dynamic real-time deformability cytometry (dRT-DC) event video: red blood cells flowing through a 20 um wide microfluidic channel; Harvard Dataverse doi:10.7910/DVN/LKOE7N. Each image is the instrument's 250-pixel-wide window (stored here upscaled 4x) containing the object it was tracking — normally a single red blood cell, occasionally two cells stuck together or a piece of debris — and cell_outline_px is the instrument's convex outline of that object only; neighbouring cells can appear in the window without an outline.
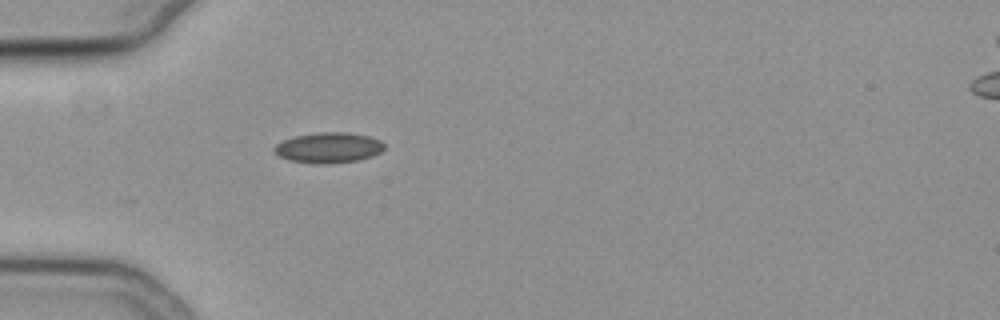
{"species": "common noctule bat (a hibernating species)", "species_latin": "Nyctalus noctula", "temperature_condition": "cold", "stored_images_in_passage": 40, "camera_frame_rate_fps": 3000, "um_per_image_px": 0.085, "animal": {"sex": "female", "body_mass_g": 19.3, "forearm_length_mm": 54.1}, "frame": {"image": 1, "passage_image": 1, "time_ms": 0.0, "image_size_px": [1000, 320], "cell_outline_px": [[384, 148], [380, 152], [372, 156], [356, 160], [328, 164], [312, 164], [288, 160], [280, 156], [272, 148], [276, 144], [284, 140], [296, 136], [320, 132], [344, 132], [368, 136], [380, 140], [384, 144]], "centroid_in_image_um": [27.91, 12.56], "position_along_channel_um": 57.1, "area_um2": 19.42}}
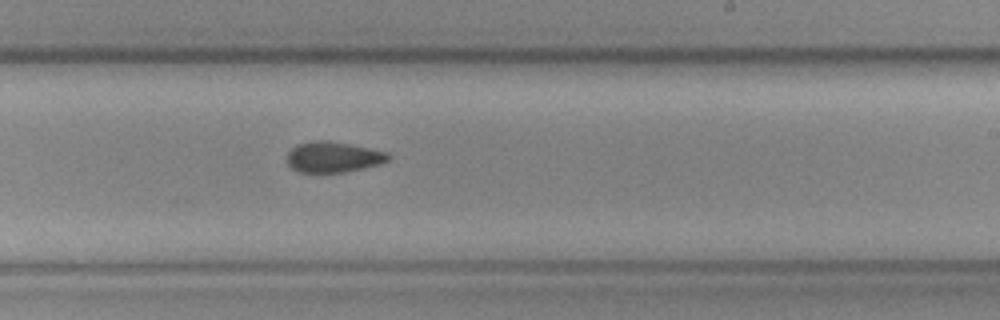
{"frame": {"image": 2, "passage_image": 18, "time_ms": 5.667, "image_size_px": [1000, 320], "cell_outline_px": [[388, 160], [380, 164], [364, 168], [344, 172], [300, 172], [292, 168], [288, 164], [288, 152], [296, 144], [316, 140], [328, 140], [388, 152]], "centroid_in_image_um": [28.31, 13.34], "position_along_channel_um": 260.7, "area_um2": 17.92}}
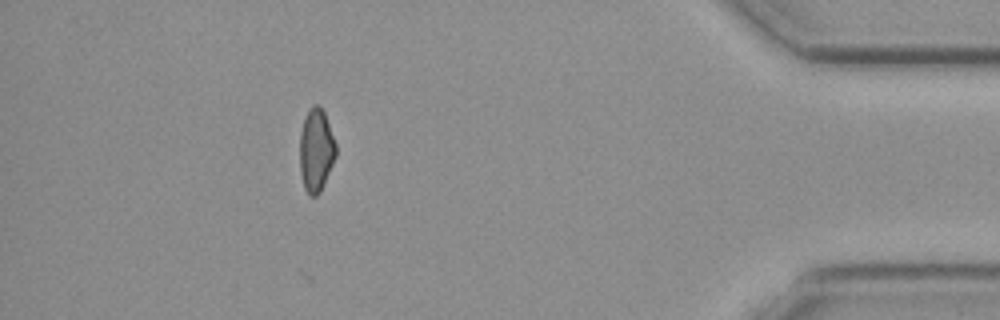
{"frame": {"image": 3, "passage_image": 34, "time_ms": 11.0, "image_size_px": [1000, 320], "cell_outline_px": [[336, 156], [320, 192], [316, 196], [308, 196], [304, 188], [300, 172], [300, 132], [304, 120], [312, 104], [316, 104], [324, 112], [336, 144]], "centroid_in_image_um": [26.86, 12.8], "position_along_channel_um": 408.3, "area_um2": 17.34}, "authors_computed_cell_mechanics": {"area_um2": 18.1203, "velocity_mm_per_s": 3.7341, "shape_relaxation_time_tau1_ms": null, "shape_relaxation_time_tau2_ms": 8.3718, "deformation_change_tau1": null, "deformation_change_tau2": 0.114}}